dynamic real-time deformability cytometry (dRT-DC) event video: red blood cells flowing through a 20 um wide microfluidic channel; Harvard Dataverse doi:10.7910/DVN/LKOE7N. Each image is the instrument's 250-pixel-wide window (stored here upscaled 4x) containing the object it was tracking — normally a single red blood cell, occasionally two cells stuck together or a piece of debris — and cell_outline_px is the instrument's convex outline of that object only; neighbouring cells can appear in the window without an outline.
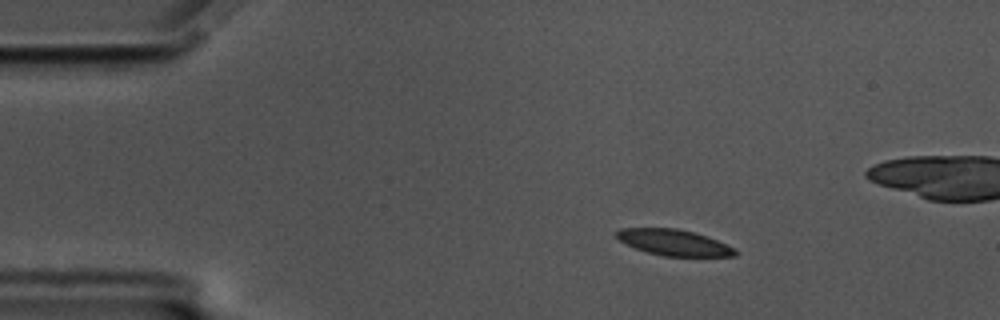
{"species": "common noctule bat (a hibernating species)", "species_latin": "Nyctalus noctula", "temperature_condition": "cold", "stored_images_in_passage": 50, "camera_frame_rate_fps": 3000, "um_per_image_px": 0.085, "animal": {"sex": "male", "body_mass_g": 17.5, "forearm_length_mm": 52.3}, "frame": {"image": 1, "passage_image": 1, "time_ms": 0.0, "image_size_px": [1000, 320], "cell_outline_px": [[740, 252], [736, 256], [664, 256], [648, 252], [636, 248], [620, 240], [612, 232], [620, 228], [676, 228], [708, 236], [736, 248]], "centroid_in_image_um": [57.31, 20.61], "position_along_channel_um": 27.7, "area_um2": 18.03}}
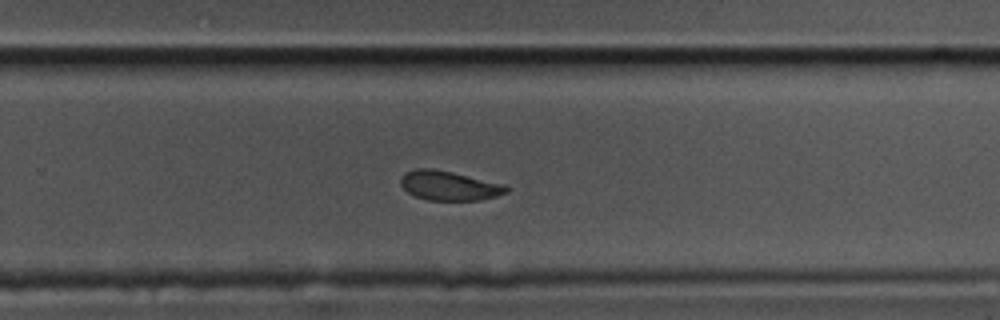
{"frame": {"image": 2, "passage_image": 29, "time_ms": 9.333, "image_size_px": [1000, 320], "cell_outline_px": [[508, 192], [496, 196], [480, 200], [428, 200], [416, 196], [408, 192], [400, 184], [400, 180], [404, 172], [416, 168], [432, 168], [452, 172], [504, 184], [508, 188]], "centroid_in_image_um": [38.15, 15.77], "position_along_channel_um": 291.6, "area_um2": 18.03}}
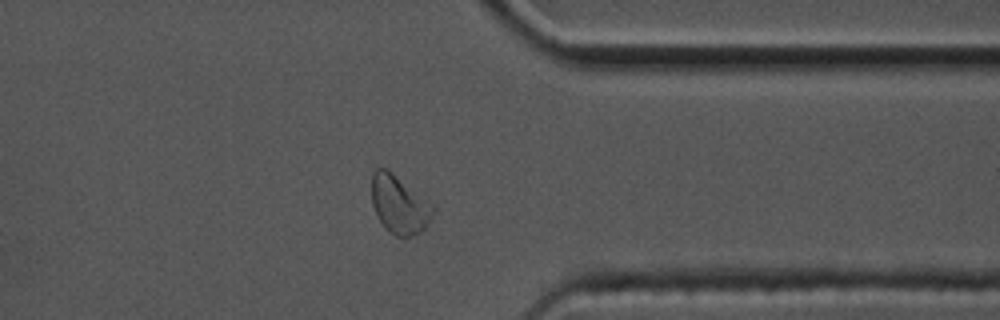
{"frame": {"image": 3, "passage_image": 37, "time_ms": 12.0, "image_size_px": [1000, 320], "cell_outline_px": [[436, 208], [432, 216], [424, 228], [420, 232], [412, 236], [396, 236], [380, 220], [372, 204], [372, 172], [376, 168], [384, 168], [392, 172], [432, 204]], "centroid_in_image_um": [33.94, 17.36], "position_along_channel_um": 377.5, "area_um2": 20.29}, "authors_computed_cell_mechanics": {"area_um2": 19.4208, "velocity_mm_per_s": 3.4478, "shape_relaxation_time_tau1_ms": 9.7763, "shape_relaxation_time_tau2_ms": 3.2411, "deformation_change_tau1": 0.1549, "deformation_change_tau2": 0.0857}}